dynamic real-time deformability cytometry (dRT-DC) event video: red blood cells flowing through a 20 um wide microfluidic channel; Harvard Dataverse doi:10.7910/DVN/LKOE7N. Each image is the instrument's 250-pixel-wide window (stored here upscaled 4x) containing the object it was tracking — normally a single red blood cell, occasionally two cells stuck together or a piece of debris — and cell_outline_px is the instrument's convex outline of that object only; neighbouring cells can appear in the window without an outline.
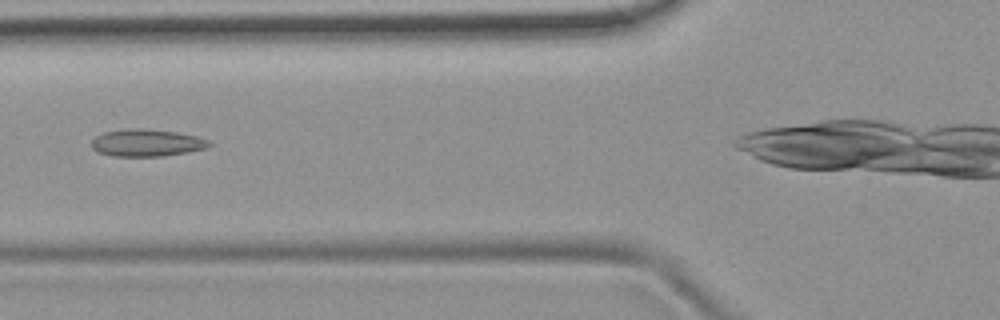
{"species": "common noctule bat (a hibernating species)", "species_latin": "Nyctalus noctula", "temperature_condition": "room temperature", "stored_images_in_passage": 34, "camera_frame_rate_fps": 3000, "um_per_image_px": 0.085, "animal": {"sex": "female", "body_mass_g": 19.9}, "frame": {"image": 1, "passage_image": 11, "time_ms": 3.333, "image_size_px": [1000, 320], "cell_outline_px": [[212, 144], [204, 148], [188, 152], [164, 156], [112, 156], [96, 152], [92, 148], [92, 140], [96, 136], [104, 132], [128, 128], [140, 128], [176, 132], [196, 136], [208, 140]], "centroid_in_image_um": [12.43, 12.14], "position_along_channel_um": 113.4, "area_um2": 18.61}}
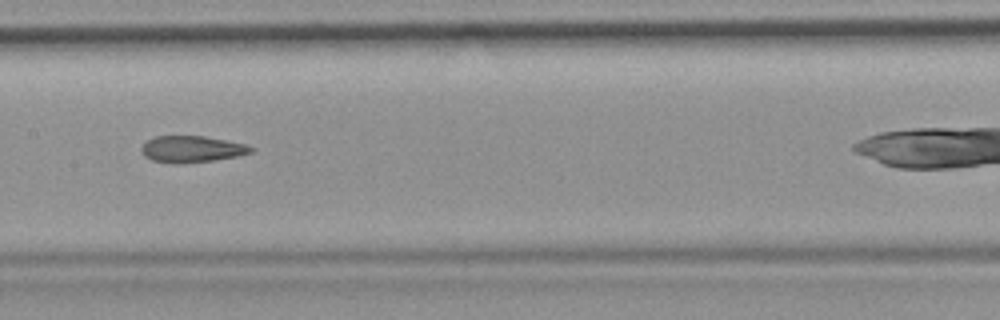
{"frame": {"image": 2, "passage_image": 17, "time_ms": 5.333, "image_size_px": [1000, 320], "cell_outline_px": [[256, 148], [252, 152], [236, 156], [212, 160], [176, 164], [172, 164], [152, 160], [144, 156], [140, 152], [140, 148], [148, 140], [156, 136], [204, 136], [244, 144]], "centroid_in_image_um": [16.26, 12.68], "position_along_channel_um": 191.1, "area_um2": 16.82}}
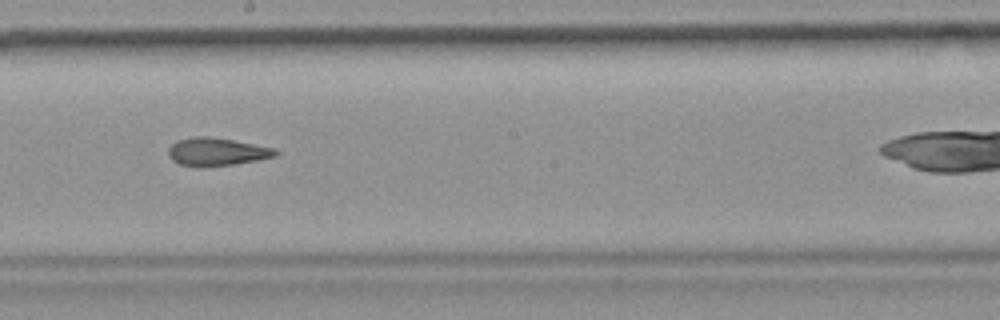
{"frame": {"image": 3, "passage_image": 20, "time_ms": 6.333, "image_size_px": [1000, 320], "cell_outline_px": [[280, 152], [276, 156], [256, 160], [232, 164], [204, 168], [196, 168], [180, 164], [172, 160], [168, 156], [168, 148], [172, 144], [180, 140], [192, 136], [208, 136], [232, 140], [276, 148]], "centroid_in_image_um": [18.4, 12.91], "position_along_channel_um": 229.8, "area_um2": 17.63}}